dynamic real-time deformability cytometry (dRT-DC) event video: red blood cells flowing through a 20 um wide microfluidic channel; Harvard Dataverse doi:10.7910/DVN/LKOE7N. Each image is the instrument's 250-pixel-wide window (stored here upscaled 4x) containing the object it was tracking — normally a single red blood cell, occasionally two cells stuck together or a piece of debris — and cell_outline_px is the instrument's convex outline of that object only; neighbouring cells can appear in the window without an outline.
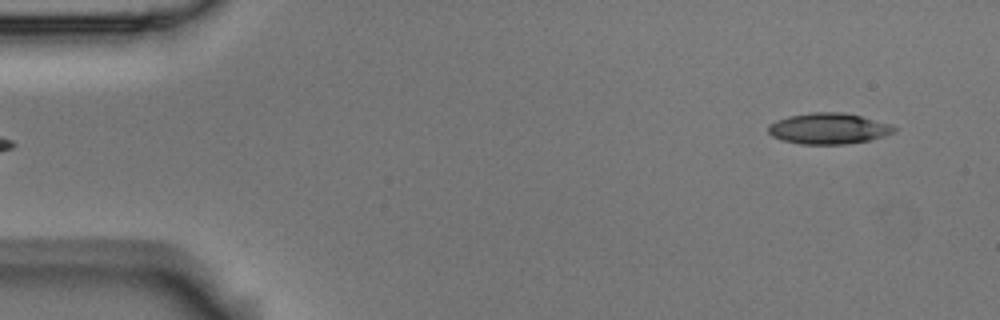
{"species": "Egyptian fruit bat (a non-hibernating species)", "species_latin": "Rousettus aegyptiacus", "temperature_condition": "room temperature", "stored_images_in_passage": 6, "segment_of_instrument_passage": [2, 2], "camera_frame_rate_fps": 3000, "um_per_image_px": 0.085, "animal": {"sex": "male"}, "frame": {"image": 1, "passage_image": 6, "time_ms": 1.667, "image_size_px": [1000, 320], "cell_outline_px": [[896, 132], [884, 136], [868, 140], [844, 144], [800, 144], [780, 140], [772, 136], [768, 132], [768, 124], [776, 120], [788, 116], [812, 112], [844, 112], [892, 124], [896, 128]], "centroid_in_image_um": [70.41, 10.92], "position_along_channel_um": 14.6, "area_um2": 22.83}}